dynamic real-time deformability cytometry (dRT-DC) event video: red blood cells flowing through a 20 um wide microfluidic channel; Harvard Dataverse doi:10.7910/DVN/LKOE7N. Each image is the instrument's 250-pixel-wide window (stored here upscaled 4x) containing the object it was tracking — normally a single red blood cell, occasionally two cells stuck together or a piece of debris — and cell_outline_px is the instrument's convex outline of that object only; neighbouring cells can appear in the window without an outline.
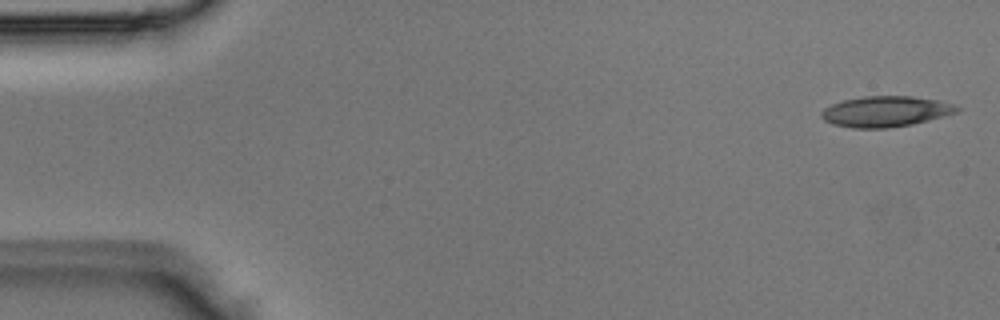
{"species": "Egyptian fruit bat (a non-hibernating species)", "species_latin": "Rousettus aegyptiacus", "temperature_condition": "room temperature", "stored_images_in_passage": 5, "segment_of_instrument_passage": [1, 2], "camera_frame_rate_fps": 3000, "um_per_image_px": 0.085, "animal": {"sex": "male"}, "frame": {"image": 1, "passage_image": 1, "time_ms": 0.0, "image_size_px": [1000, 320], "cell_outline_px": [[960, 108], [956, 112], [928, 120], [912, 124], [888, 128], [852, 128], [832, 124], [824, 120], [820, 116], [820, 112], [824, 108], [832, 104], [844, 100], [864, 96], [912, 96], [936, 100], [952, 104]], "centroid_in_image_um": [75.22, 9.48], "position_along_channel_um": 9.8, "area_um2": 24.04}}
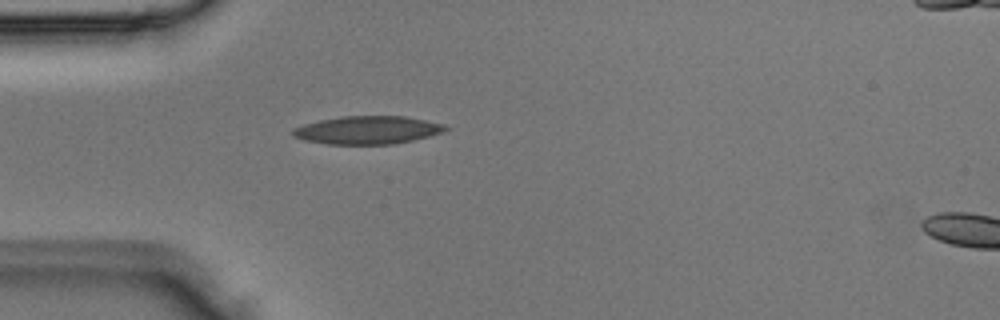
{"frame": {"image": 2, "passage_image": 4, "time_ms": 1.0, "image_size_px": [1000, 320], "cell_outline_px": [[452, 128], [444, 132], [412, 140], [392, 144], [324, 144], [304, 140], [292, 136], [292, 128], [304, 124], [320, 120], [340, 116], [404, 116], [444, 124]], "centroid_in_image_um": [31.23, 11.05], "position_along_channel_um": 53.8, "area_um2": 25.03}}